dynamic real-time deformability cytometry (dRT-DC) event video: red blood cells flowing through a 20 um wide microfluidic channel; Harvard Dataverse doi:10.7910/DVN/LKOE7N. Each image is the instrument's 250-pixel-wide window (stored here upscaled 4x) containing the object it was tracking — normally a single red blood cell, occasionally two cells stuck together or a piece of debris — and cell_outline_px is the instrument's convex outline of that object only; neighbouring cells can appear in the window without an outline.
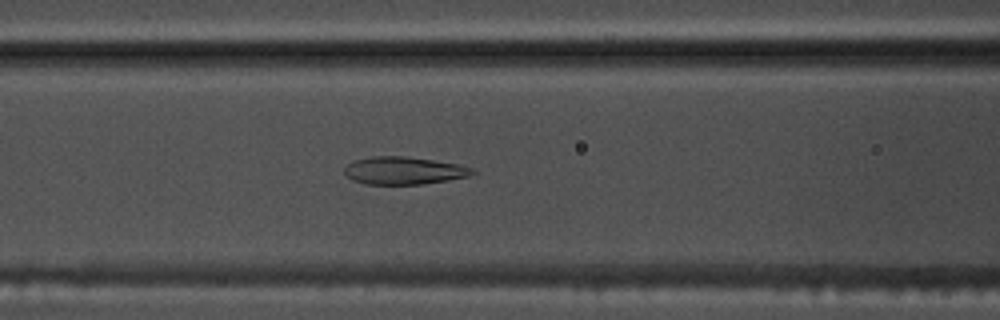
{"species": "common noctule bat (a hibernating species)", "species_latin": "Nyctalus noctula", "temperature_condition": "warm", "stored_images_in_passage": 37, "camera_frame_rate_fps": 3000, "um_per_image_px": 0.085, "animal": {"sex": "male", "body_mass_g": 17.5, "forearm_length_mm": 52.3}, "frame": {"image": 1, "passage_image": 6, "time_ms": 1.667, "image_size_px": [1000, 320], "cell_outline_px": [[476, 172], [468, 176], [448, 180], [424, 184], [364, 184], [352, 180], [344, 172], [344, 168], [352, 160], [372, 156], [408, 156], [456, 164], [472, 168]], "centroid_in_image_um": [34.28, 14.5], "position_along_channel_um": 132.3, "area_um2": 20.58}}
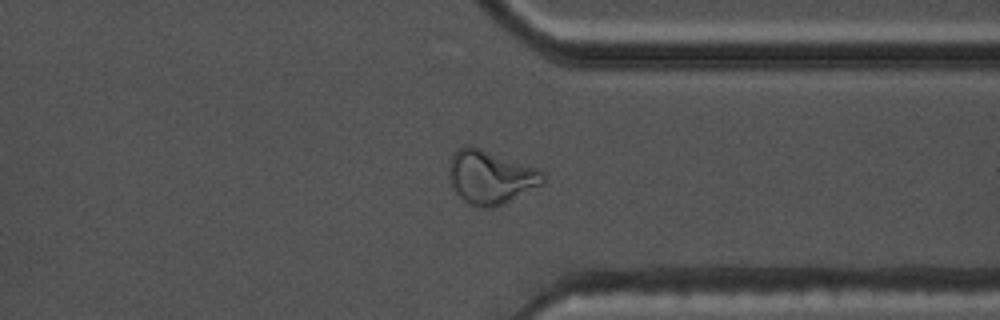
{"frame": {"image": 2, "passage_image": 25, "time_ms": 8.0, "image_size_px": [1000, 320], "cell_outline_px": [[544, 184], [492, 208], [480, 208], [464, 200], [456, 192], [452, 184], [448, 172], [448, 164], [452, 152], [456, 148], [464, 144], [468, 144], [480, 148], [536, 168], [544, 172]], "centroid_in_image_um": [41.65, 15.02], "position_along_channel_um": 369.7, "area_um2": 29.25}}
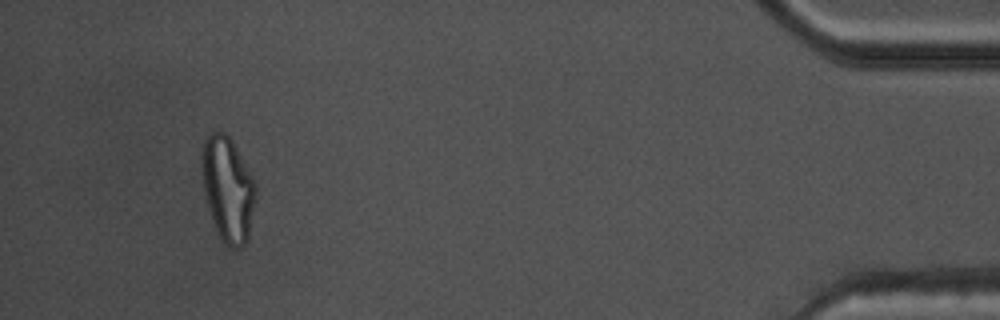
{"frame": {"image": 3, "passage_image": 34, "time_ms": 11.0, "image_size_px": [1000, 320], "cell_outline_px": [[256, 196], [248, 240], [240, 248], [232, 248], [224, 244], [216, 232], [208, 208], [204, 192], [200, 160], [204, 140], [216, 128], [224, 132], [232, 140], [252, 176], [256, 184]], "centroid_in_image_um": [19.35, 16.07], "position_along_channel_um": 415.8, "area_um2": 33.23}, "authors_computed_cell_mechanics": {"area_um2": 21.9062, "velocity_mm_per_s": 3.7753, "shape_relaxation_time_tau1_ms": null, "shape_relaxation_time_tau2_ms": 1.3509, "deformation_change_tau1": null, "deformation_change_tau2": 0.0955}}